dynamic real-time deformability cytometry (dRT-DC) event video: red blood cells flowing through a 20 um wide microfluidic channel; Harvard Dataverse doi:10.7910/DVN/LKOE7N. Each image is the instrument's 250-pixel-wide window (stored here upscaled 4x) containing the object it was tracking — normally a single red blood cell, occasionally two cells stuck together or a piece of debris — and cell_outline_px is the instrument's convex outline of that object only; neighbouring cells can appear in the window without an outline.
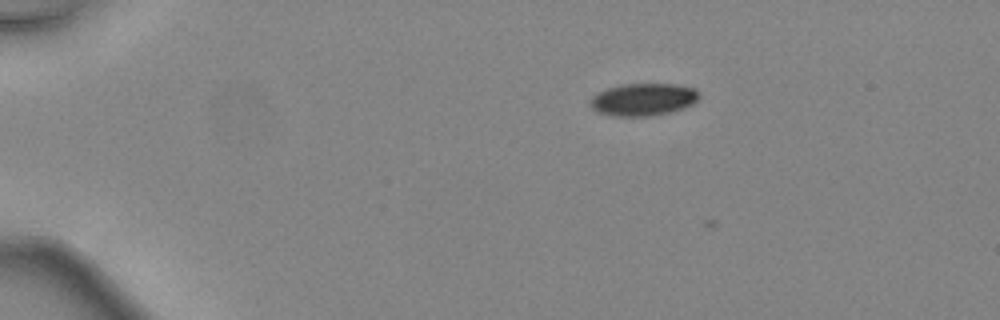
{"species": "common noctule bat (a hibernating species)", "species_latin": "Nyctalus noctula", "temperature_condition": "warm", "stored_images_in_passage": 8, "camera_frame_rate_fps": 3000, "um_per_image_px": 0.085, "animal": {"sex": "female", "body_mass_g": 24.6, "forearm_length_mm": 56.2}, "frame": {"image": 1, "passage_image": 5, "time_ms": 1.333, "image_size_px": [1000, 320], "cell_outline_px": [[700, 96], [692, 104], [684, 108], [652, 116], [612, 116], [596, 112], [588, 104], [588, 100], [596, 92], [620, 84], [676, 84], [696, 88], [700, 92]], "centroid_in_image_um": [54.64, 8.45], "position_along_channel_um": 30.4, "area_um2": 20.92}}